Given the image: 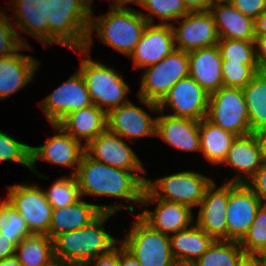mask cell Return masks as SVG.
<instances>
[{
  "mask_svg": "<svg viewBox=\"0 0 266 266\" xmlns=\"http://www.w3.org/2000/svg\"><path fill=\"white\" fill-rule=\"evenodd\" d=\"M263 205H266V165L262 166L245 182Z\"/></svg>",
  "mask_w": 266,
  "mask_h": 266,
  "instance_id": "cell-43",
  "label": "cell"
},
{
  "mask_svg": "<svg viewBox=\"0 0 266 266\" xmlns=\"http://www.w3.org/2000/svg\"><path fill=\"white\" fill-rule=\"evenodd\" d=\"M6 200L21 214L31 234L48 235L52 217V206L45 192L37 185L8 186Z\"/></svg>",
  "mask_w": 266,
  "mask_h": 266,
  "instance_id": "cell-10",
  "label": "cell"
},
{
  "mask_svg": "<svg viewBox=\"0 0 266 266\" xmlns=\"http://www.w3.org/2000/svg\"><path fill=\"white\" fill-rule=\"evenodd\" d=\"M209 12L214 18L220 39L255 41V21L229 2L213 3Z\"/></svg>",
  "mask_w": 266,
  "mask_h": 266,
  "instance_id": "cell-25",
  "label": "cell"
},
{
  "mask_svg": "<svg viewBox=\"0 0 266 266\" xmlns=\"http://www.w3.org/2000/svg\"><path fill=\"white\" fill-rule=\"evenodd\" d=\"M255 35H266V10L255 20Z\"/></svg>",
  "mask_w": 266,
  "mask_h": 266,
  "instance_id": "cell-51",
  "label": "cell"
},
{
  "mask_svg": "<svg viewBox=\"0 0 266 266\" xmlns=\"http://www.w3.org/2000/svg\"><path fill=\"white\" fill-rule=\"evenodd\" d=\"M150 202H156L157 206L153 212L144 210L138 214L153 229L170 236L178 231L191 226L193 213L189 206L154 198L146 189L142 194L141 205L145 206Z\"/></svg>",
  "mask_w": 266,
  "mask_h": 266,
  "instance_id": "cell-19",
  "label": "cell"
},
{
  "mask_svg": "<svg viewBox=\"0 0 266 266\" xmlns=\"http://www.w3.org/2000/svg\"><path fill=\"white\" fill-rule=\"evenodd\" d=\"M0 234L10 238L15 246L31 234L26 221L6 199L0 201Z\"/></svg>",
  "mask_w": 266,
  "mask_h": 266,
  "instance_id": "cell-35",
  "label": "cell"
},
{
  "mask_svg": "<svg viewBox=\"0 0 266 266\" xmlns=\"http://www.w3.org/2000/svg\"><path fill=\"white\" fill-rule=\"evenodd\" d=\"M242 92L251 133L266 128V70L259 71Z\"/></svg>",
  "mask_w": 266,
  "mask_h": 266,
  "instance_id": "cell-32",
  "label": "cell"
},
{
  "mask_svg": "<svg viewBox=\"0 0 266 266\" xmlns=\"http://www.w3.org/2000/svg\"><path fill=\"white\" fill-rule=\"evenodd\" d=\"M261 205V201L245 183L230 182L226 212L227 240L240 242L244 238Z\"/></svg>",
  "mask_w": 266,
  "mask_h": 266,
  "instance_id": "cell-13",
  "label": "cell"
},
{
  "mask_svg": "<svg viewBox=\"0 0 266 266\" xmlns=\"http://www.w3.org/2000/svg\"><path fill=\"white\" fill-rule=\"evenodd\" d=\"M91 0H48V45L84 49L90 25Z\"/></svg>",
  "mask_w": 266,
  "mask_h": 266,
  "instance_id": "cell-4",
  "label": "cell"
},
{
  "mask_svg": "<svg viewBox=\"0 0 266 266\" xmlns=\"http://www.w3.org/2000/svg\"><path fill=\"white\" fill-rule=\"evenodd\" d=\"M31 146L15 140L12 136L0 131V162L14 161L31 167Z\"/></svg>",
  "mask_w": 266,
  "mask_h": 266,
  "instance_id": "cell-40",
  "label": "cell"
},
{
  "mask_svg": "<svg viewBox=\"0 0 266 266\" xmlns=\"http://www.w3.org/2000/svg\"><path fill=\"white\" fill-rule=\"evenodd\" d=\"M209 98L210 95L191 76H187L171 87L158 105L159 112L163 114L168 104L173 112L168 115L201 121L206 118Z\"/></svg>",
  "mask_w": 266,
  "mask_h": 266,
  "instance_id": "cell-12",
  "label": "cell"
},
{
  "mask_svg": "<svg viewBox=\"0 0 266 266\" xmlns=\"http://www.w3.org/2000/svg\"><path fill=\"white\" fill-rule=\"evenodd\" d=\"M81 196H113L141 204L147 178L131 171L111 167L83 153L74 175Z\"/></svg>",
  "mask_w": 266,
  "mask_h": 266,
  "instance_id": "cell-1",
  "label": "cell"
},
{
  "mask_svg": "<svg viewBox=\"0 0 266 266\" xmlns=\"http://www.w3.org/2000/svg\"><path fill=\"white\" fill-rule=\"evenodd\" d=\"M12 18L0 11V57L13 54L21 45L29 46L11 24Z\"/></svg>",
  "mask_w": 266,
  "mask_h": 266,
  "instance_id": "cell-41",
  "label": "cell"
},
{
  "mask_svg": "<svg viewBox=\"0 0 266 266\" xmlns=\"http://www.w3.org/2000/svg\"><path fill=\"white\" fill-rule=\"evenodd\" d=\"M254 45V41L238 39H219L217 43L222 62L239 64H258Z\"/></svg>",
  "mask_w": 266,
  "mask_h": 266,
  "instance_id": "cell-36",
  "label": "cell"
},
{
  "mask_svg": "<svg viewBox=\"0 0 266 266\" xmlns=\"http://www.w3.org/2000/svg\"><path fill=\"white\" fill-rule=\"evenodd\" d=\"M212 179L198 172L180 171L155 181L146 180L145 189L154 197L189 206H199ZM165 194H164V193Z\"/></svg>",
  "mask_w": 266,
  "mask_h": 266,
  "instance_id": "cell-8",
  "label": "cell"
},
{
  "mask_svg": "<svg viewBox=\"0 0 266 266\" xmlns=\"http://www.w3.org/2000/svg\"><path fill=\"white\" fill-rule=\"evenodd\" d=\"M127 208L134 213L132 205H96L79 200L72 205L52 210L48 236L54 240L58 235L88 226L102 212L116 213Z\"/></svg>",
  "mask_w": 266,
  "mask_h": 266,
  "instance_id": "cell-17",
  "label": "cell"
},
{
  "mask_svg": "<svg viewBox=\"0 0 266 266\" xmlns=\"http://www.w3.org/2000/svg\"><path fill=\"white\" fill-rule=\"evenodd\" d=\"M246 254L266 255V205H261L257 211L248 233L240 241Z\"/></svg>",
  "mask_w": 266,
  "mask_h": 266,
  "instance_id": "cell-37",
  "label": "cell"
},
{
  "mask_svg": "<svg viewBox=\"0 0 266 266\" xmlns=\"http://www.w3.org/2000/svg\"><path fill=\"white\" fill-rule=\"evenodd\" d=\"M57 125L85 145L107 129V113L96 105L68 113Z\"/></svg>",
  "mask_w": 266,
  "mask_h": 266,
  "instance_id": "cell-26",
  "label": "cell"
},
{
  "mask_svg": "<svg viewBox=\"0 0 266 266\" xmlns=\"http://www.w3.org/2000/svg\"><path fill=\"white\" fill-rule=\"evenodd\" d=\"M180 19L183 20L179 27L172 24L177 50L189 52L212 47L219 42L216 23L209 11L189 12Z\"/></svg>",
  "mask_w": 266,
  "mask_h": 266,
  "instance_id": "cell-16",
  "label": "cell"
},
{
  "mask_svg": "<svg viewBox=\"0 0 266 266\" xmlns=\"http://www.w3.org/2000/svg\"><path fill=\"white\" fill-rule=\"evenodd\" d=\"M174 50L176 48L172 24L148 23L129 58L133 59L136 69L146 68L157 64Z\"/></svg>",
  "mask_w": 266,
  "mask_h": 266,
  "instance_id": "cell-20",
  "label": "cell"
},
{
  "mask_svg": "<svg viewBox=\"0 0 266 266\" xmlns=\"http://www.w3.org/2000/svg\"><path fill=\"white\" fill-rule=\"evenodd\" d=\"M156 120L130 100L107 113V129L122 138L156 136Z\"/></svg>",
  "mask_w": 266,
  "mask_h": 266,
  "instance_id": "cell-21",
  "label": "cell"
},
{
  "mask_svg": "<svg viewBox=\"0 0 266 266\" xmlns=\"http://www.w3.org/2000/svg\"><path fill=\"white\" fill-rule=\"evenodd\" d=\"M237 266H265V255L244 253Z\"/></svg>",
  "mask_w": 266,
  "mask_h": 266,
  "instance_id": "cell-46",
  "label": "cell"
},
{
  "mask_svg": "<svg viewBox=\"0 0 266 266\" xmlns=\"http://www.w3.org/2000/svg\"><path fill=\"white\" fill-rule=\"evenodd\" d=\"M115 3H112L110 7H121L124 8V5L128 4V3H136V4H140L141 0H114Z\"/></svg>",
  "mask_w": 266,
  "mask_h": 266,
  "instance_id": "cell-53",
  "label": "cell"
},
{
  "mask_svg": "<svg viewBox=\"0 0 266 266\" xmlns=\"http://www.w3.org/2000/svg\"><path fill=\"white\" fill-rule=\"evenodd\" d=\"M22 49L29 46L21 45L13 54L0 57V100L26 86L38 68V60L19 53Z\"/></svg>",
  "mask_w": 266,
  "mask_h": 266,
  "instance_id": "cell-22",
  "label": "cell"
},
{
  "mask_svg": "<svg viewBox=\"0 0 266 266\" xmlns=\"http://www.w3.org/2000/svg\"><path fill=\"white\" fill-rule=\"evenodd\" d=\"M93 105L79 70L40 102L46 118L58 124L68 113Z\"/></svg>",
  "mask_w": 266,
  "mask_h": 266,
  "instance_id": "cell-11",
  "label": "cell"
},
{
  "mask_svg": "<svg viewBox=\"0 0 266 266\" xmlns=\"http://www.w3.org/2000/svg\"><path fill=\"white\" fill-rule=\"evenodd\" d=\"M189 76L209 95L223 87L222 58L217 45L187 52Z\"/></svg>",
  "mask_w": 266,
  "mask_h": 266,
  "instance_id": "cell-23",
  "label": "cell"
},
{
  "mask_svg": "<svg viewBox=\"0 0 266 266\" xmlns=\"http://www.w3.org/2000/svg\"><path fill=\"white\" fill-rule=\"evenodd\" d=\"M211 3H218V2H229L230 0H210Z\"/></svg>",
  "mask_w": 266,
  "mask_h": 266,
  "instance_id": "cell-54",
  "label": "cell"
},
{
  "mask_svg": "<svg viewBox=\"0 0 266 266\" xmlns=\"http://www.w3.org/2000/svg\"><path fill=\"white\" fill-rule=\"evenodd\" d=\"M130 228L120 243L141 266H178L171 253L168 235L153 229L139 215Z\"/></svg>",
  "mask_w": 266,
  "mask_h": 266,
  "instance_id": "cell-7",
  "label": "cell"
},
{
  "mask_svg": "<svg viewBox=\"0 0 266 266\" xmlns=\"http://www.w3.org/2000/svg\"><path fill=\"white\" fill-rule=\"evenodd\" d=\"M85 153L92 159L111 167L131 172H145L142 162L121 136L108 129L85 145Z\"/></svg>",
  "mask_w": 266,
  "mask_h": 266,
  "instance_id": "cell-14",
  "label": "cell"
},
{
  "mask_svg": "<svg viewBox=\"0 0 266 266\" xmlns=\"http://www.w3.org/2000/svg\"><path fill=\"white\" fill-rule=\"evenodd\" d=\"M231 165L238 171V175L230 180L233 183H245L262 166L258 144L252 133L237 136L223 162ZM242 173H244L243 177ZM244 178V179H243Z\"/></svg>",
  "mask_w": 266,
  "mask_h": 266,
  "instance_id": "cell-28",
  "label": "cell"
},
{
  "mask_svg": "<svg viewBox=\"0 0 266 266\" xmlns=\"http://www.w3.org/2000/svg\"><path fill=\"white\" fill-rule=\"evenodd\" d=\"M119 266H141L139 261L122 244L119 247Z\"/></svg>",
  "mask_w": 266,
  "mask_h": 266,
  "instance_id": "cell-50",
  "label": "cell"
},
{
  "mask_svg": "<svg viewBox=\"0 0 266 266\" xmlns=\"http://www.w3.org/2000/svg\"><path fill=\"white\" fill-rule=\"evenodd\" d=\"M214 181L206 188L200 203L196 225L215 240H227V204L230 182L216 188Z\"/></svg>",
  "mask_w": 266,
  "mask_h": 266,
  "instance_id": "cell-18",
  "label": "cell"
},
{
  "mask_svg": "<svg viewBox=\"0 0 266 266\" xmlns=\"http://www.w3.org/2000/svg\"><path fill=\"white\" fill-rule=\"evenodd\" d=\"M153 18L149 14L144 15L139 10L132 8L110 7L107 14L95 19L91 9L85 47L79 52L90 58L89 50L95 30L101 42L103 41V43L129 57L141 39L147 24L155 23Z\"/></svg>",
  "mask_w": 266,
  "mask_h": 266,
  "instance_id": "cell-2",
  "label": "cell"
},
{
  "mask_svg": "<svg viewBox=\"0 0 266 266\" xmlns=\"http://www.w3.org/2000/svg\"><path fill=\"white\" fill-rule=\"evenodd\" d=\"M51 266H63V265H61L60 263H58L57 261L53 264V265H51Z\"/></svg>",
  "mask_w": 266,
  "mask_h": 266,
  "instance_id": "cell-55",
  "label": "cell"
},
{
  "mask_svg": "<svg viewBox=\"0 0 266 266\" xmlns=\"http://www.w3.org/2000/svg\"><path fill=\"white\" fill-rule=\"evenodd\" d=\"M189 12H206L212 5L210 0H183Z\"/></svg>",
  "mask_w": 266,
  "mask_h": 266,
  "instance_id": "cell-47",
  "label": "cell"
},
{
  "mask_svg": "<svg viewBox=\"0 0 266 266\" xmlns=\"http://www.w3.org/2000/svg\"><path fill=\"white\" fill-rule=\"evenodd\" d=\"M200 121L158 115L156 120V136L161 137L169 145L183 151H201L199 137Z\"/></svg>",
  "mask_w": 266,
  "mask_h": 266,
  "instance_id": "cell-24",
  "label": "cell"
},
{
  "mask_svg": "<svg viewBox=\"0 0 266 266\" xmlns=\"http://www.w3.org/2000/svg\"><path fill=\"white\" fill-rule=\"evenodd\" d=\"M54 130L58 133L53 137L48 138L44 145L33 147L31 146V167L30 170L38 174L42 179L48 177L37 173L35 168L38 158L51 162L56 165L72 167L75 170L72 172L75 175L79 166L81 157L85 152L84 144L66 133L59 125L52 124Z\"/></svg>",
  "mask_w": 266,
  "mask_h": 266,
  "instance_id": "cell-15",
  "label": "cell"
},
{
  "mask_svg": "<svg viewBox=\"0 0 266 266\" xmlns=\"http://www.w3.org/2000/svg\"><path fill=\"white\" fill-rule=\"evenodd\" d=\"M139 6L148 10L150 15L159 17L162 24H173L171 21L177 22L189 13L183 0H141Z\"/></svg>",
  "mask_w": 266,
  "mask_h": 266,
  "instance_id": "cell-38",
  "label": "cell"
},
{
  "mask_svg": "<svg viewBox=\"0 0 266 266\" xmlns=\"http://www.w3.org/2000/svg\"><path fill=\"white\" fill-rule=\"evenodd\" d=\"M85 266H119V247L93 258Z\"/></svg>",
  "mask_w": 266,
  "mask_h": 266,
  "instance_id": "cell-44",
  "label": "cell"
},
{
  "mask_svg": "<svg viewBox=\"0 0 266 266\" xmlns=\"http://www.w3.org/2000/svg\"><path fill=\"white\" fill-rule=\"evenodd\" d=\"M48 0H14L11 9L15 12L13 18L15 27L39 39L48 45Z\"/></svg>",
  "mask_w": 266,
  "mask_h": 266,
  "instance_id": "cell-29",
  "label": "cell"
},
{
  "mask_svg": "<svg viewBox=\"0 0 266 266\" xmlns=\"http://www.w3.org/2000/svg\"><path fill=\"white\" fill-rule=\"evenodd\" d=\"M16 246L5 235L0 234V260L15 255Z\"/></svg>",
  "mask_w": 266,
  "mask_h": 266,
  "instance_id": "cell-48",
  "label": "cell"
},
{
  "mask_svg": "<svg viewBox=\"0 0 266 266\" xmlns=\"http://www.w3.org/2000/svg\"><path fill=\"white\" fill-rule=\"evenodd\" d=\"M244 253L239 241L215 240L191 266H237Z\"/></svg>",
  "mask_w": 266,
  "mask_h": 266,
  "instance_id": "cell-33",
  "label": "cell"
},
{
  "mask_svg": "<svg viewBox=\"0 0 266 266\" xmlns=\"http://www.w3.org/2000/svg\"><path fill=\"white\" fill-rule=\"evenodd\" d=\"M199 137L200 152L203 153L207 161L217 165L223 164L228 150L237 136L204 118L200 121Z\"/></svg>",
  "mask_w": 266,
  "mask_h": 266,
  "instance_id": "cell-30",
  "label": "cell"
},
{
  "mask_svg": "<svg viewBox=\"0 0 266 266\" xmlns=\"http://www.w3.org/2000/svg\"><path fill=\"white\" fill-rule=\"evenodd\" d=\"M258 144L261 162L266 165V128L252 132Z\"/></svg>",
  "mask_w": 266,
  "mask_h": 266,
  "instance_id": "cell-49",
  "label": "cell"
},
{
  "mask_svg": "<svg viewBox=\"0 0 266 266\" xmlns=\"http://www.w3.org/2000/svg\"><path fill=\"white\" fill-rule=\"evenodd\" d=\"M229 3L254 21L266 10V0H230Z\"/></svg>",
  "mask_w": 266,
  "mask_h": 266,
  "instance_id": "cell-42",
  "label": "cell"
},
{
  "mask_svg": "<svg viewBox=\"0 0 266 266\" xmlns=\"http://www.w3.org/2000/svg\"><path fill=\"white\" fill-rule=\"evenodd\" d=\"M113 214L102 212L88 226L58 235L53 240L55 260L63 266H85L93 258L110 252L118 241L103 224Z\"/></svg>",
  "mask_w": 266,
  "mask_h": 266,
  "instance_id": "cell-3",
  "label": "cell"
},
{
  "mask_svg": "<svg viewBox=\"0 0 266 266\" xmlns=\"http://www.w3.org/2000/svg\"><path fill=\"white\" fill-rule=\"evenodd\" d=\"M44 192L53 209L67 207L82 198L79 184L73 174L60 177L51 184L49 190H44Z\"/></svg>",
  "mask_w": 266,
  "mask_h": 266,
  "instance_id": "cell-34",
  "label": "cell"
},
{
  "mask_svg": "<svg viewBox=\"0 0 266 266\" xmlns=\"http://www.w3.org/2000/svg\"><path fill=\"white\" fill-rule=\"evenodd\" d=\"M142 74L138 97L151 111L159 112V104L171 87L180 79L189 76L188 53L174 50L157 64L146 67Z\"/></svg>",
  "mask_w": 266,
  "mask_h": 266,
  "instance_id": "cell-5",
  "label": "cell"
},
{
  "mask_svg": "<svg viewBox=\"0 0 266 266\" xmlns=\"http://www.w3.org/2000/svg\"><path fill=\"white\" fill-rule=\"evenodd\" d=\"M169 239L171 253L178 266H191L215 241L196 224L171 234Z\"/></svg>",
  "mask_w": 266,
  "mask_h": 266,
  "instance_id": "cell-27",
  "label": "cell"
},
{
  "mask_svg": "<svg viewBox=\"0 0 266 266\" xmlns=\"http://www.w3.org/2000/svg\"><path fill=\"white\" fill-rule=\"evenodd\" d=\"M254 42L257 62L261 70H266V35H256Z\"/></svg>",
  "mask_w": 266,
  "mask_h": 266,
  "instance_id": "cell-45",
  "label": "cell"
},
{
  "mask_svg": "<svg viewBox=\"0 0 266 266\" xmlns=\"http://www.w3.org/2000/svg\"><path fill=\"white\" fill-rule=\"evenodd\" d=\"M261 71L259 64L222 62L223 86L244 88Z\"/></svg>",
  "mask_w": 266,
  "mask_h": 266,
  "instance_id": "cell-39",
  "label": "cell"
},
{
  "mask_svg": "<svg viewBox=\"0 0 266 266\" xmlns=\"http://www.w3.org/2000/svg\"><path fill=\"white\" fill-rule=\"evenodd\" d=\"M206 119L236 136L251 133L242 88L221 87L209 98Z\"/></svg>",
  "mask_w": 266,
  "mask_h": 266,
  "instance_id": "cell-9",
  "label": "cell"
},
{
  "mask_svg": "<svg viewBox=\"0 0 266 266\" xmlns=\"http://www.w3.org/2000/svg\"><path fill=\"white\" fill-rule=\"evenodd\" d=\"M0 266H23L17 259V257L11 256L0 260Z\"/></svg>",
  "mask_w": 266,
  "mask_h": 266,
  "instance_id": "cell-52",
  "label": "cell"
},
{
  "mask_svg": "<svg viewBox=\"0 0 266 266\" xmlns=\"http://www.w3.org/2000/svg\"><path fill=\"white\" fill-rule=\"evenodd\" d=\"M79 71L84 78L93 104L105 110L106 113L129 101L125 99L129 86L112 68L93 61L91 58H85L81 59Z\"/></svg>",
  "mask_w": 266,
  "mask_h": 266,
  "instance_id": "cell-6",
  "label": "cell"
},
{
  "mask_svg": "<svg viewBox=\"0 0 266 266\" xmlns=\"http://www.w3.org/2000/svg\"><path fill=\"white\" fill-rule=\"evenodd\" d=\"M15 256L23 266H51L56 260L54 242L44 234H30L16 245Z\"/></svg>",
  "mask_w": 266,
  "mask_h": 266,
  "instance_id": "cell-31",
  "label": "cell"
}]
</instances>
